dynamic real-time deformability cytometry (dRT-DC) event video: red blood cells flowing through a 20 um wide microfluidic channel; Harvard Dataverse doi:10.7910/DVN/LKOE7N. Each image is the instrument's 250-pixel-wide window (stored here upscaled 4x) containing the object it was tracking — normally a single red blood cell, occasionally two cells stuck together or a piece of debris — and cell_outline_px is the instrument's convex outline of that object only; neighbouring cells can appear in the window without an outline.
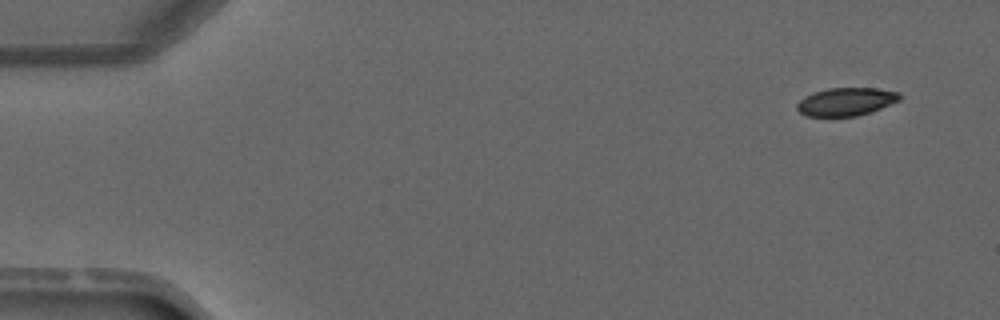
{"species": "common noctule bat (a hibernating species)", "species_latin": "Nyctalus noctula", "temperature_condition": "warm", "stored_images_in_passage": 2, "camera_frame_rate_fps": 3000, "um_per_image_px": 0.085, "animal": {"sex": "male", "forearm_length_mm": 52.5}, "frame": {"image": 1, "passage_image": 2, "time_ms": 1.0, "image_size_px": [1000, 320], "cell_outline_px": [[900, 100], [880, 108], [856, 116], [808, 116], [800, 112], [796, 108], [796, 104], [804, 96], [812, 92], [828, 88], [876, 88], [900, 92]], "centroid_in_image_um": [71.89, 8.63], "position_along_channel_um": 13.1, "area_um2": 16.7}}